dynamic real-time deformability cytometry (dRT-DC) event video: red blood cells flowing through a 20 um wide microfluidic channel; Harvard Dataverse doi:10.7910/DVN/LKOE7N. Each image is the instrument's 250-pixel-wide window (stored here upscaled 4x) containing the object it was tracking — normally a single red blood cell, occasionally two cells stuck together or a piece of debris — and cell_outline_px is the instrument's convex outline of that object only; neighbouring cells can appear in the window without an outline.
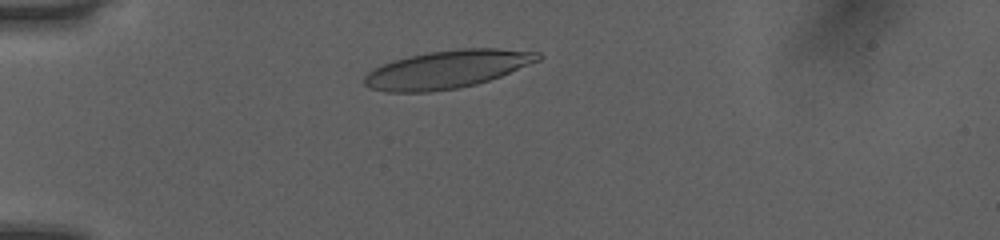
{"species": "human", "species_latin": "Homo sapiens", "temperature_condition": "room temperature", "stored_images_in_passage": 37, "camera_frame_rate_fps": 3000, "um_per_image_px": 0.085, "donor": {"sex": "female"}, "frame": {"image": 1, "passage_image": 7, "time_ms": 2.0, "image_size_px": [1000, 240], "cell_outline_px": [[544, 56], [540, 60], [500, 76], [476, 84], [460, 88], [428, 92], [384, 92], [372, 88], [364, 84], [364, 76], [368, 72], [392, 60], [408, 56], [428, 52], [460, 48], [496, 48], [540, 52]], "centroid_in_image_um": [38.03, 5.89], "position_along_channel_um": 47.0, "area_um2": 38.38}}
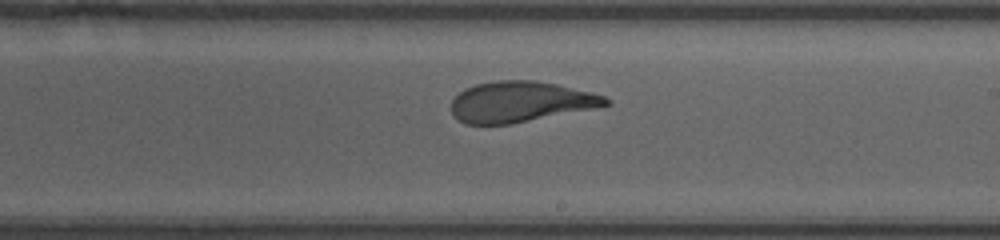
{"frame": {"image": 2, "passage_image": 24, "time_ms": 7.667, "image_size_px": [1000, 240], "cell_outline_px": [[612, 104], [512, 124], [464, 124], [452, 112], [452, 100], [464, 88], [476, 84], [500, 80], [532, 80], [556, 84], [592, 92], [604, 96], [612, 100]], "centroid_in_image_um": [44.25, 8.65], "position_along_channel_um": 244.8, "area_um2": 36.36}}
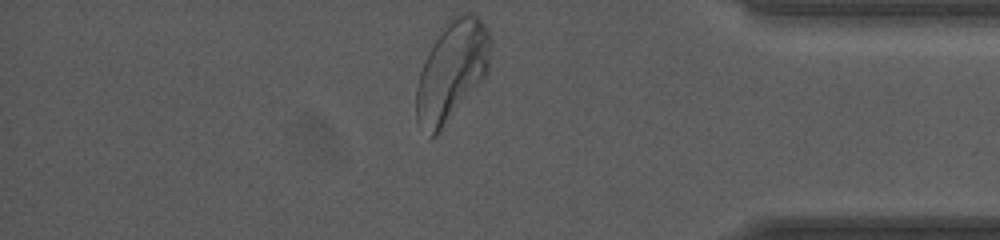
{"frame": {"image": 3, "passage_image": 37, "time_ms": 12.0, "image_size_px": [1000, 240], "cell_outline_px": [[492, 44], [488, 72], [436, 136], [432, 136], [416, 124], [416, 88], [420, 72], [428, 52], [452, 16], [460, 12], [472, 12], [480, 16], [488, 28], [492, 40]], "centroid_in_image_um": [38.43, 5.98], "position_along_channel_um": 396.8, "area_um2": 43.0}, "authors_computed_cell_mechanics": {"area_um2": 37.6278, "velocity_mm_per_s": 4.0166, "shape_relaxation_time_tau1_ms": 4.6439, "shape_relaxation_time_tau2_ms": 0.8671, "deformation_change_tau1": 0.1967, "deformation_change_tau2": 0.081}}